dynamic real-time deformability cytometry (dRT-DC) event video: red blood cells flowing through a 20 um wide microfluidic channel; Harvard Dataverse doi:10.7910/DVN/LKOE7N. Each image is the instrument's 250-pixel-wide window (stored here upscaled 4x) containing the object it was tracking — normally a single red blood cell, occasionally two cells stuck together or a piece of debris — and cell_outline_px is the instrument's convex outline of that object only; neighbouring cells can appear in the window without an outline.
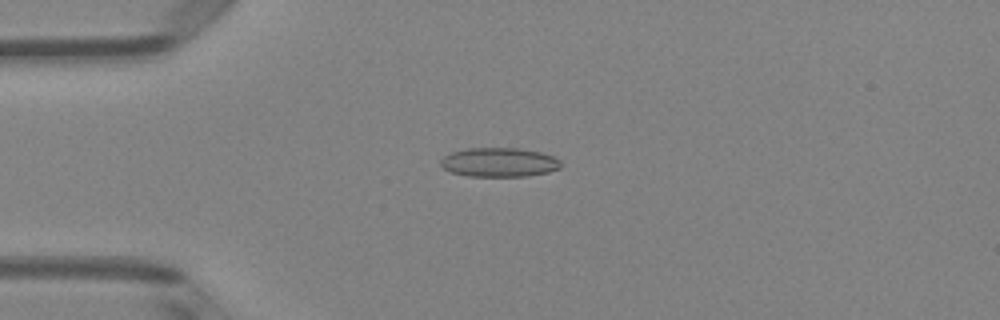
{"species": "Egyptian fruit bat (a non-hibernating species)", "species_latin": "Rousettus aegyptiacus", "temperature_condition": "room temperature", "stored_images_in_passage": 50, "camera_frame_rate_fps": 3000, "um_per_image_px": 0.085, "animal": {"sex": "female"}, "frame": {"image": 1, "passage_image": 13, "time_ms": 4.0, "image_size_px": [1000, 320], "cell_outline_px": [[560, 168], [548, 172], [528, 176], [468, 176], [452, 172], [444, 168], [440, 164], [440, 160], [444, 156], [452, 152], [468, 148], [520, 148], [540, 152], [552, 156], [560, 160]], "centroid_in_image_um": [42.43, 13.79], "position_along_channel_um": 42.6, "area_um2": 20.35}}
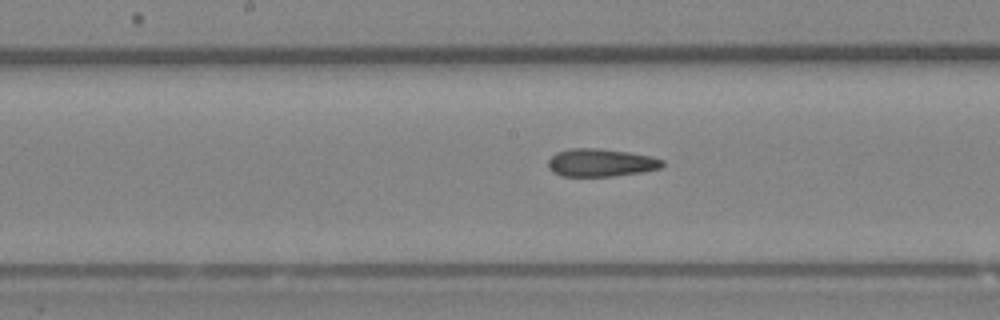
{"frame": {"image": 2, "passage_image": 26, "time_ms": 8.333, "image_size_px": [1000, 320], "cell_outline_px": [[664, 164], [660, 168], [644, 172], [612, 176], [560, 176], [552, 172], [548, 168], [548, 160], [556, 152], [572, 148], [596, 148], [628, 152], [652, 156], [664, 160]], "centroid_in_image_um": [51.07, 13.83], "position_along_channel_um": 197.1, "area_um2": 18.67}}
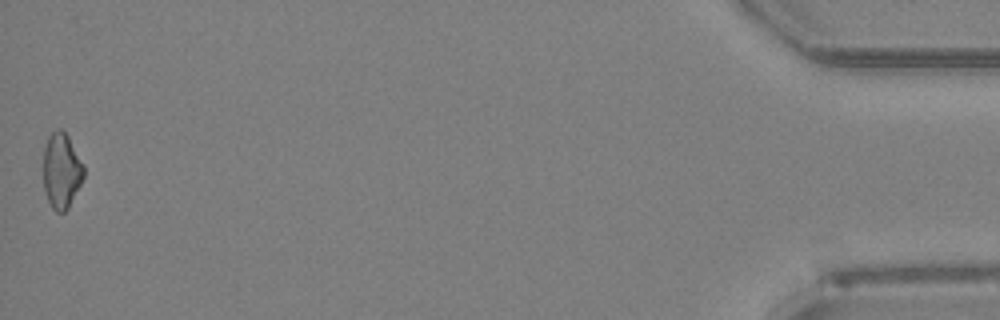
{"frame": {"image": 3, "passage_image": 50, "time_ms": 16.333, "image_size_px": [1000, 320], "cell_outline_px": [[84, 176], [68, 208], [64, 212], [56, 212], [52, 208], [44, 192], [44, 148], [48, 136], [52, 132], [60, 128], [68, 136], [84, 164]], "centroid_in_image_um": [5.23, 14.51], "position_along_channel_um": 430.0, "area_um2": 17.69}, "authors_computed_cell_mechanics": {"area_um2": 19.0162, "velocity_mm_per_s": 4.1027, "shape_relaxation_time_tau1_ms": 5.4212, "shape_relaxation_time_tau2_ms": 2.8966, "deformation_change_tau1": 0.129, "deformation_change_tau2": 0.1299}}